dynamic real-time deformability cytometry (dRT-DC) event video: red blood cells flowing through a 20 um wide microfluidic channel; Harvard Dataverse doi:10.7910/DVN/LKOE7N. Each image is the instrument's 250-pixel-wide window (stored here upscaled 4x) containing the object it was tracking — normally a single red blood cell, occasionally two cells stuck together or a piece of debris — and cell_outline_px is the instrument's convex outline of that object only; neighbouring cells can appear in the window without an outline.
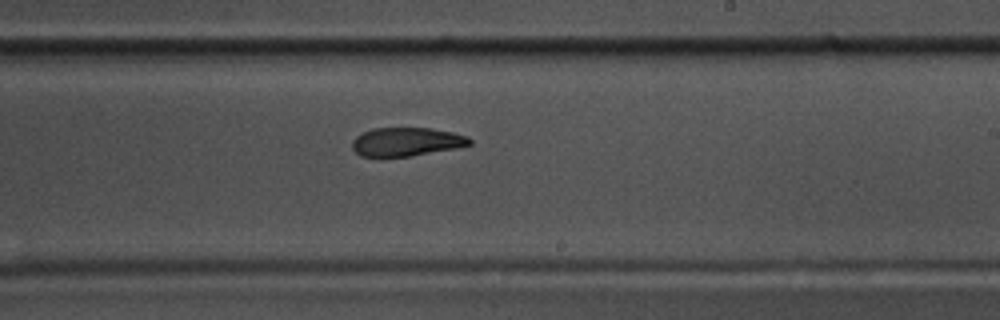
{"species": "common noctule bat (a hibernating species)", "species_latin": "Nyctalus noctula", "temperature_condition": "warm", "stored_images_in_passage": 42, "camera_frame_rate_fps": 3000, "um_per_image_px": 0.085, "animal": {"sex": "male", "body_mass_g": 17.5, "forearm_length_mm": 52.3}, "frame": {"image": 1, "passage_image": 20, "time_ms": 6.333, "image_size_px": [1000, 320], "cell_outline_px": [[472, 144], [456, 148], [408, 156], [360, 156], [352, 148], [352, 140], [356, 136], [372, 128], [432, 128], [452, 132], [468, 136], [472, 140]], "centroid_in_image_um": [34.56, 12.04], "position_along_channel_um": 254.4, "area_um2": 19.48}}
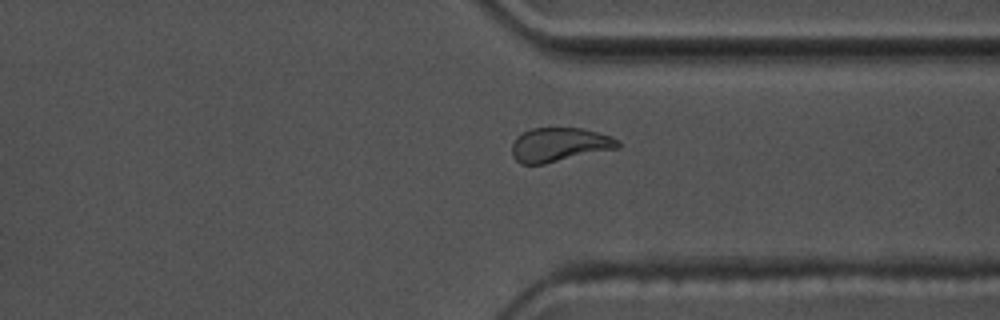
{"frame": {"image": 2, "passage_image": 29, "time_ms": 9.333, "image_size_px": [1000, 320], "cell_outline_px": [[620, 148], [544, 164], [520, 164], [512, 156], [512, 144], [516, 136], [532, 128], [584, 128], [612, 136], [620, 140]], "centroid_in_image_um": [47.57, 12.3], "position_along_channel_um": 363.8, "area_um2": 21.27}}
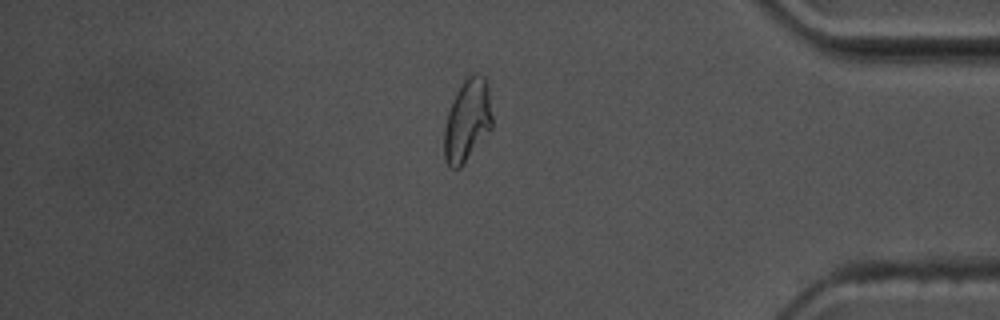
{"frame": {"image": 3, "passage_image": 34, "time_ms": 11.0, "image_size_px": [1000, 320], "cell_outline_px": [[492, 128], [460, 168], [448, 168], [444, 160], [444, 128], [448, 112], [464, 80], [468, 76], [484, 76], [488, 92], [492, 116]], "centroid_in_image_um": [39.7, 10.33], "position_along_channel_um": 395.5, "area_um2": 22.48}, "authors_computed_cell_mechanics": {"area_um2": 21.2704, "velocity_mm_per_s": 3.6336, "shape_relaxation_time_tau1_ms": null, "shape_relaxation_time_tau2_ms": 4.1286, "deformation_change_tau1": null, "deformation_change_tau2": 0.1149}}